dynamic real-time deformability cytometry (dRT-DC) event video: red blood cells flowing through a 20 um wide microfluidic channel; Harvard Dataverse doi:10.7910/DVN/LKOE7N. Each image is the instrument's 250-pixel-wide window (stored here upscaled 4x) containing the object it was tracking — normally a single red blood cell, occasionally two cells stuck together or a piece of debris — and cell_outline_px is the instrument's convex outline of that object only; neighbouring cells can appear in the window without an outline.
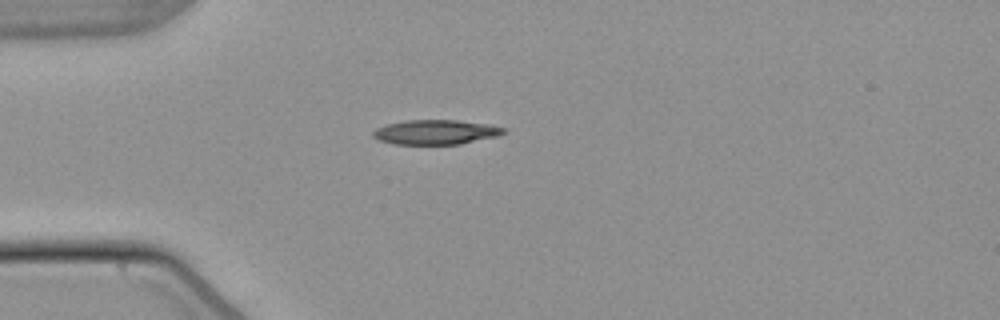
{"species": "common noctule bat (a hibernating species)", "species_latin": "Nyctalus noctula", "temperature_condition": "warm", "stored_images_in_passage": 40, "camera_frame_rate_fps": 3000, "um_per_image_px": 0.085, "animal": {"sex": "male", "body_mass_g": 21.5, "forearm_length_mm": 52.0}, "frame": {"image": 1, "passage_image": 1, "time_ms": 0.0, "image_size_px": [1000, 320], "cell_outline_px": [[508, 132], [496, 136], [460, 144], [392, 144], [380, 140], [372, 136], [372, 132], [376, 128], [388, 124], [408, 120], [456, 120], [488, 124], [504, 128]], "centroid_in_image_um": [37.03, 11.23], "position_along_channel_um": 48.0, "area_um2": 18.61}}
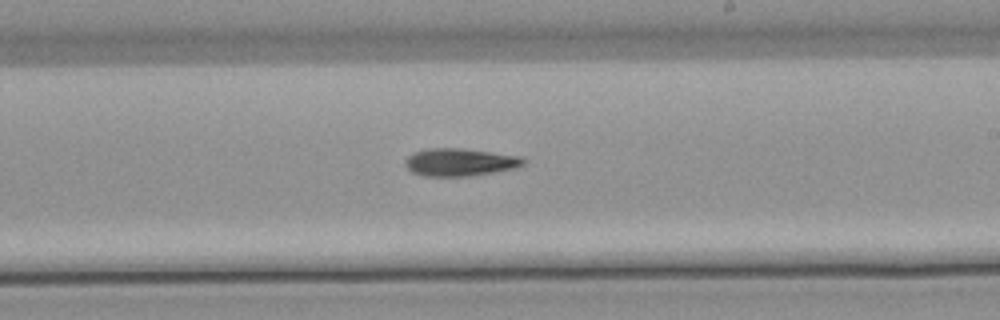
{"frame": {"image": 2, "passage_image": 18, "time_ms": 5.667, "image_size_px": [1000, 320], "cell_outline_px": [[524, 164], [516, 168], [472, 176], [424, 176], [412, 172], [404, 164], [404, 160], [412, 152], [424, 148], [464, 148], [520, 156], [524, 160]], "centroid_in_image_um": [39.05, 13.78], "position_along_channel_um": 249.9, "area_um2": 19.25}}
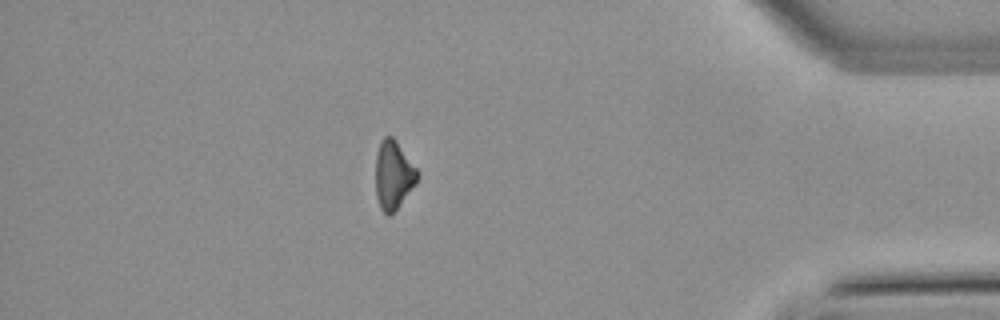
{"frame": {"image": 3, "passage_image": 33, "time_ms": 10.667, "image_size_px": [1000, 320], "cell_outline_px": [[420, 176], [416, 184], [396, 208], [388, 216], [380, 208], [376, 196], [376, 152], [380, 140], [384, 136], [392, 136], [396, 140], [420, 172]], "centroid_in_image_um": [33.45, 14.83], "position_along_channel_um": 401.8, "area_um2": 16.76}, "authors_computed_cell_mechanics": {"area_um2": 18.3515, "velocity_mm_per_s": 3.8425, "shape_relaxation_time_tau1_ms": 9.0483, "shape_relaxation_time_tau2_ms": null, "deformation_change_tau1": 0.1736, "deformation_change_tau2": null}}